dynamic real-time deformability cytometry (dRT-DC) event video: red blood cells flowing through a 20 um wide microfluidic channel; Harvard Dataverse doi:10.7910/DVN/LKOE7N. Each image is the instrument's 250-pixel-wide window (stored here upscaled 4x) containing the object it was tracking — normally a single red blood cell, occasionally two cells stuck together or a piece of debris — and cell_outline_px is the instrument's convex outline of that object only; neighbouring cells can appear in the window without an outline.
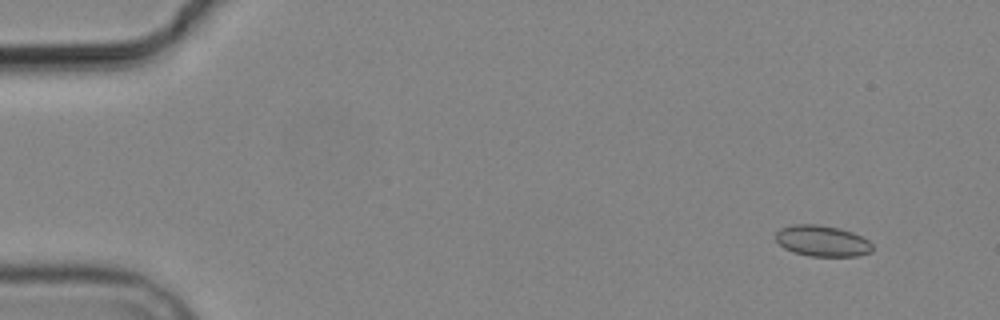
{"species": "common noctule bat (a hibernating species)", "species_latin": "Nyctalus noctula", "temperature_condition": "cold", "stored_images_in_passage": 5, "camera_frame_rate_fps": 3000, "um_per_image_px": 0.085, "animal": {"sex": "male", "body_mass_g": 19.2, "forearm_length_mm": 51.8}, "frame": {"image": 1, "passage_image": 2, "time_ms": 1.333, "image_size_px": [1000, 320], "cell_outline_px": [[872, 252], [856, 256], [808, 256], [792, 252], [784, 248], [776, 240], [776, 232], [780, 228], [792, 224], [816, 224], [840, 228], [852, 232], [868, 240], [872, 244]], "centroid_in_image_um": [69.87, 20.48], "position_along_channel_um": 15.1, "area_um2": 17.57}}
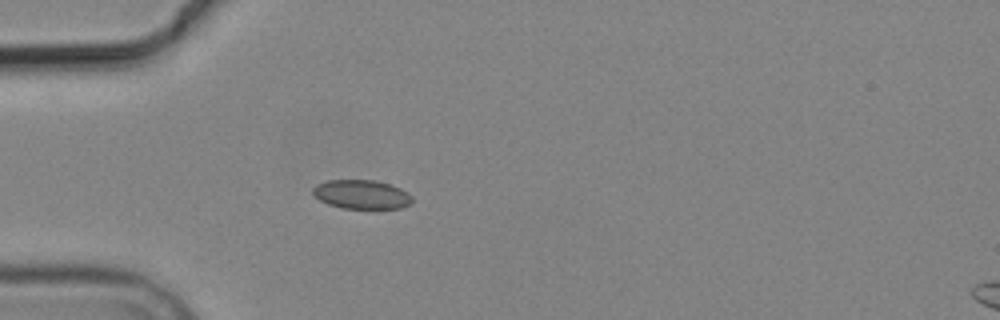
{"frame": {"image": 2, "passage_image": 5, "time_ms": 5.333, "image_size_px": [1000, 320], "cell_outline_px": [[412, 200], [408, 204], [400, 208], [344, 208], [328, 204], [320, 200], [312, 192], [312, 188], [316, 184], [328, 180], [376, 180], [400, 188], [408, 192], [412, 196]], "centroid_in_image_um": [30.72, 16.51], "position_along_channel_um": 54.3, "area_um2": 16.65}}